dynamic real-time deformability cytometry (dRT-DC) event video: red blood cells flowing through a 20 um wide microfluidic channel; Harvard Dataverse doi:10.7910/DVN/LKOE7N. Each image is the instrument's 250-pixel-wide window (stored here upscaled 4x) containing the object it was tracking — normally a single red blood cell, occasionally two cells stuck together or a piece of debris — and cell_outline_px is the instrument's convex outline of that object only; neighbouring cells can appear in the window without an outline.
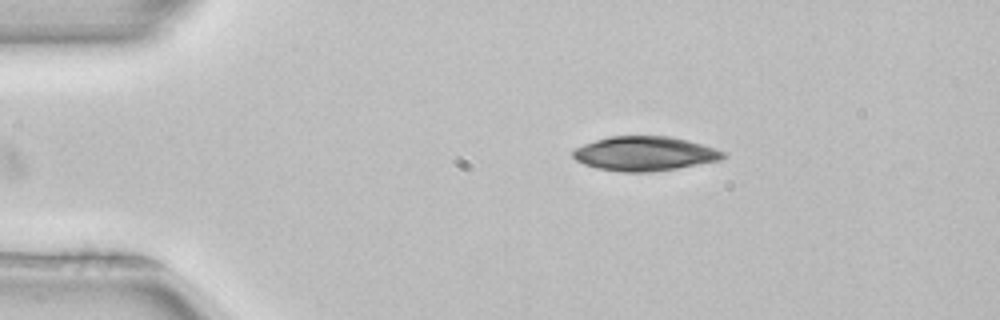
{"species": "common noctule bat (a hibernating species)", "species_latin": "Nyctalus noctula", "temperature_condition": "room temperature", "stored_images_in_passage": 42, "camera_frame_rate_fps": 3000, "um_per_image_px": 0.085, "animal": {"sex": "female", "body_mass_g": 22.7, "forearm_length_mm": 54.2}, "frame": {"image": 1, "passage_image": 1, "time_ms": 0.0, "image_size_px": [1000, 320], "cell_outline_px": [[728, 156], [720, 160], [676, 168], [652, 172], [620, 172], [596, 168], [584, 164], [576, 160], [572, 156], [572, 152], [576, 148], [584, 144], [608, 136], [668, 136], [688, 140], [716, 148], [724, 152]], "centroid_in_image_um": [54.8, 13.06], "position_along_channel_um": 30.2, "area_um2": 30.11}}